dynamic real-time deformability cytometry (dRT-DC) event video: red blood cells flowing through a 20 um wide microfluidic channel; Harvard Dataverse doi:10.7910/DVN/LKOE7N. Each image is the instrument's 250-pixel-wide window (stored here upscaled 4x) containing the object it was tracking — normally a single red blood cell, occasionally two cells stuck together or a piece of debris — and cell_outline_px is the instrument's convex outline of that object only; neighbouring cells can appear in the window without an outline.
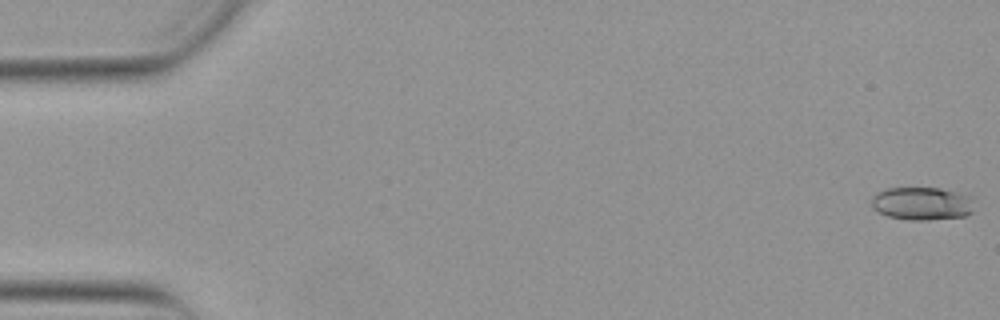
{"species": "Egyptian fruit bat (a non-hibernating species)", "species_latin": "Rousettus aegyptiacus", "temperature_condition": "warm", "stored_images_in_passage": 54, "camera_frame_rate_fps": 3000, "um_per_image_px": 0.085, "animal": {"sex": "female"}, "frame": {"image": 1, "passage_image": 1, "time_ms": 0.0, "image_size_px": [1000, 320], "cell_outline_px": [[972, 212], [964, 216], [928, 220], [908, 220], [888, 216], [872, 208], [872, 196], [876, 192], [884, 188], [940, 188], [972, 196]], "centroid_in_image_um": [78.34, 17.29], "position_along_channel_um": 6.7, "area_um2": 19.83}}
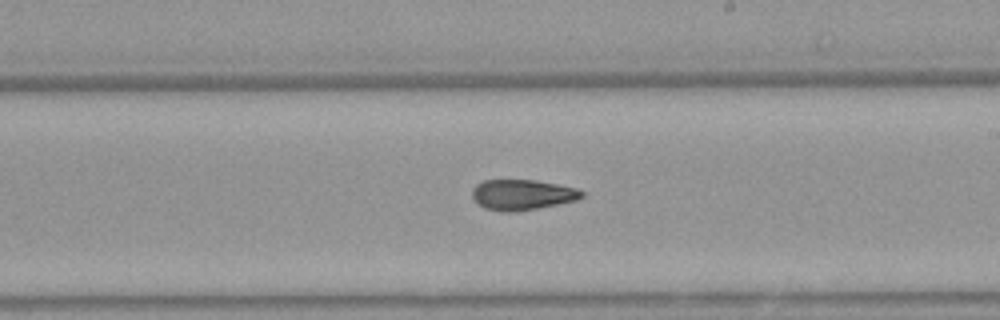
{"frame": {"image": 2, "passage_image": 31, "time_ms": 10.0, "image_size_px": [1000, 320], "cell_outline_px": [[584, 196], [576, 200], [536, 208], [512, 212], [504, 212], [484, 208], [472, 196], [472, 188], [476, 184], [484, 180], [536, 180], [576, 188], [584, 192]], "centroid_in_image_um": [44.37, 16.54], "position_along_channel_um": 244.6, "area_um2": 19.25}}
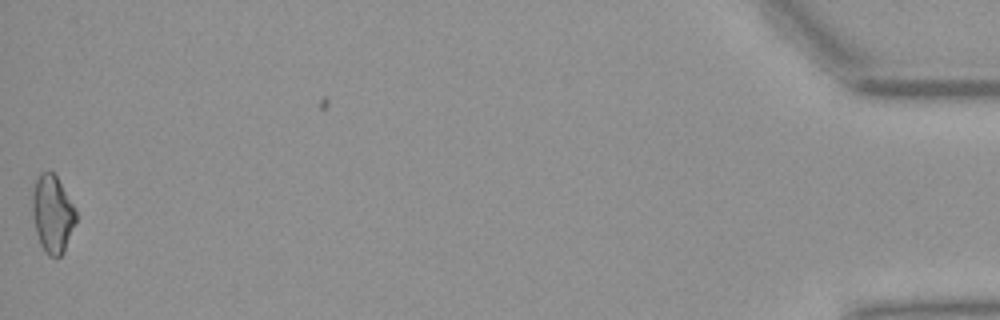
{"frame": {"image": 3, "passage_image": 53, "time_ms": 17.333, "image_size_px": [1000, 320], "cell_outline_px": [[76, 220], [64, 252], [56, 260], [48, 256], [44, 252], [40, 244], [36, 232], [32, 216], [32, 192], [36, 176], [40, 172], [52, 172], [56, 176], [76, 208]], "centroid_in_image_um": [4.44, 18.21], "position_along_channel_um": 430.8, "area_um2": 20.0}, "authors_computed_cell_mechanics": {"area_um2": 19.4786, "velocity_mm_per_s": 3.8905, "shape_relaxation_time_tau1_ms": null, "shape_relaxation_time_tau2_ms": 4.1972, "deformation_change_tau1": null, "deformation_change_tau2": 0.1089}}